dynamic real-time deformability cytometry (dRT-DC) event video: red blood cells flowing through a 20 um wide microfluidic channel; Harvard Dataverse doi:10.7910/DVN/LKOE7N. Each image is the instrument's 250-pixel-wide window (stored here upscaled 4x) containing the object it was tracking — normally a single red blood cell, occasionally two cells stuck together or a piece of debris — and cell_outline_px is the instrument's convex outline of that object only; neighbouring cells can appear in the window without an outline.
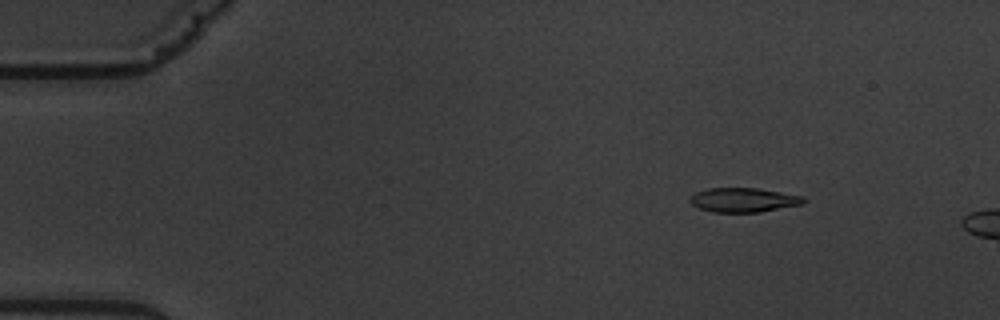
{"species": "common noctule bat (a hibernating species)", "species_latin": "Nyctalus noctula", "temperature_condition": "warm", "stored_images_in_passage": 4, "camera_frame_rate_fps": 3000, "um_per_image_px": 0.085, "animal": {"sex": "male", "body_mass_g": 19.5, "forearm_length_mm": 54.6}, "frame": {"image": 1, "passage_image": 2, "time_ms": 1.667, "image_size_px": [1000, 320], "cell_outline_px": [[808, 200], [804, 204], [760, 212], [712, 212], [700, 208], [692, 204], [688, 200], [696, 192], [708, 188], [756, 188], [804, 196]], "centroid_in_image_um": [63.24, 17.0], "position_along_channel_um": 21.8, "area_um2": 16.13}}